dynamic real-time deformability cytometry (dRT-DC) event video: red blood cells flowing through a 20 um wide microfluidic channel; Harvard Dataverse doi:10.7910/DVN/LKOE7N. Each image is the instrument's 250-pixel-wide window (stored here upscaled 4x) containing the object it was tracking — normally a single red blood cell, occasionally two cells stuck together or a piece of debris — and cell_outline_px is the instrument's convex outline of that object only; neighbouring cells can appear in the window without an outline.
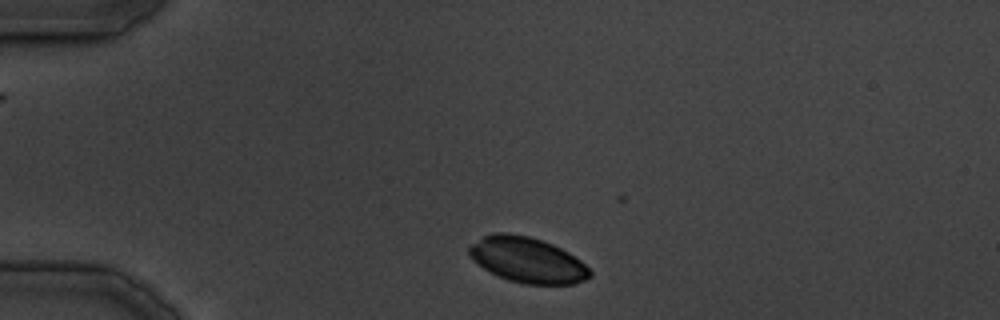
{"species": "common noctule bat (a hibernating species)", "species_latin": "Nyctalus noctula", "temperature_condition": "cold", "stored_images_in_passage": 9, "camera_frame_rate_fps": 3000, "um_per_image_px": 0.085, "animal": {"sex": "male", "body_mass_g": 19.5, "forearm_length_mm": 54.6}, "frame": {"image": 1, "passage_image": 4, "time_ms": 3.333, "image_size_px": [1000, 320], "cell_outline_px": [[592, 276], [576, 284], [524, 284], [508, 280], [484, 268], [472, 260], [468, 252], [468, 248], [472, 244], [484, 236], [496, 232], [508, 232], [528, 236], [552, 244], [568, 252], [580, 260], [592, 272]], "centroid_in_image_um": [44.83, 22.1], "position_along_channel_um": 40.2, "area_um2": 31.79}}